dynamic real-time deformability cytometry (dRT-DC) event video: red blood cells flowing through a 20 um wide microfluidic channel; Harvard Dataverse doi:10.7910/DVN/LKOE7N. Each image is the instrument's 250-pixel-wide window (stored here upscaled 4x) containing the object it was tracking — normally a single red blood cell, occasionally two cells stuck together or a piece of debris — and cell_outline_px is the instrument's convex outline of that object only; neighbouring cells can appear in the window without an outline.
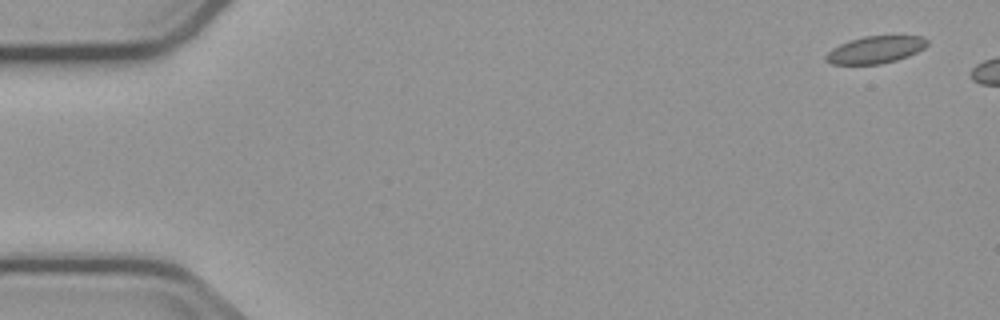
{"species": "common noctule bat (a hibernating species)", "species_latin": "Nyctalus noctula", "temperature_condition": "cold", "stored_images_in_passage": 3, "camera_frame_rate_fps": 3000, "um_per_image_px": 0.085, "animal": {"sex": "male", "body_mass_g": 23.1, "forearm_length_mm": 52.7}, "frame": {"image": 1, "passage_image": 1, "time_ms": 0.0, "image_size_px": [1000, 320], "cell_outline_px": [[928, 44], [924, 48], [908, 56], [896, 60], [880, 64], [832, 64], [824, 60], [824, 56], [832, 48], [848, 40], [864, 36], [920, 36], [928, 40]], "centroid_in_image_um": [74.38, 4.23], "position_along_channel_um": 10.6, "area_um2": 16.07}}